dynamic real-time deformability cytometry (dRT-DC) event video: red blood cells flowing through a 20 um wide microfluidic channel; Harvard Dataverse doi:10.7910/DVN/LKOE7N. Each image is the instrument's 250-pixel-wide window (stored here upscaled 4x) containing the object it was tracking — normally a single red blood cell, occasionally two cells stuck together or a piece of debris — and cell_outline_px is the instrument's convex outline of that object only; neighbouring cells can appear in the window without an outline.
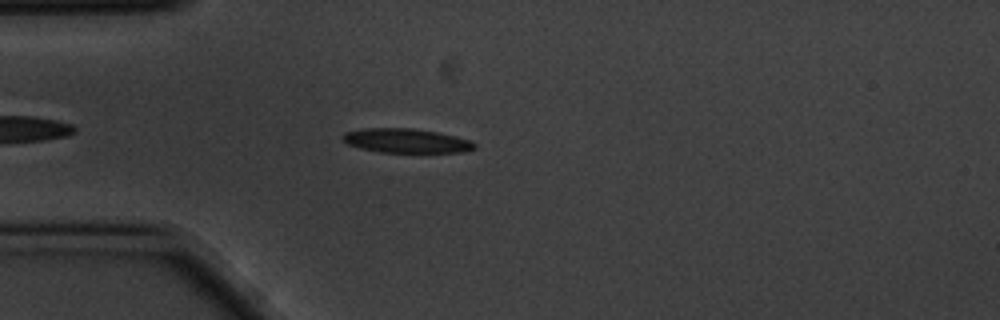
{"species": "common noctule bat (a hibernating species)", "species_latin": "Nyctalus noctula", "temperature_condition": "cold", "stored_images_in_passage": 3, "camera_frame_rate_fps": 3000, "um_per_image_px": 0.085, "animal": {"sex": "male", "body_mass_g": 20.1, "forearm_length_mm": 53.5}, "frame": {"image": 1, "passage_image": 3, "time_ms": 0.667, "image_size_px": [1000, 320], "cell_outline_px": [[476, 148], [464, 152], [380, 152], [360, 148], [348, 144], [340, 136], [344, 132], [360, 128], [412, 128], [436, 132], [456, 136], [472, 140], [476, 144]], "centroid_in_image_um": [34.53, 11.95], "position_along_channel_um": 50.5, "area_um2": 18.73}}